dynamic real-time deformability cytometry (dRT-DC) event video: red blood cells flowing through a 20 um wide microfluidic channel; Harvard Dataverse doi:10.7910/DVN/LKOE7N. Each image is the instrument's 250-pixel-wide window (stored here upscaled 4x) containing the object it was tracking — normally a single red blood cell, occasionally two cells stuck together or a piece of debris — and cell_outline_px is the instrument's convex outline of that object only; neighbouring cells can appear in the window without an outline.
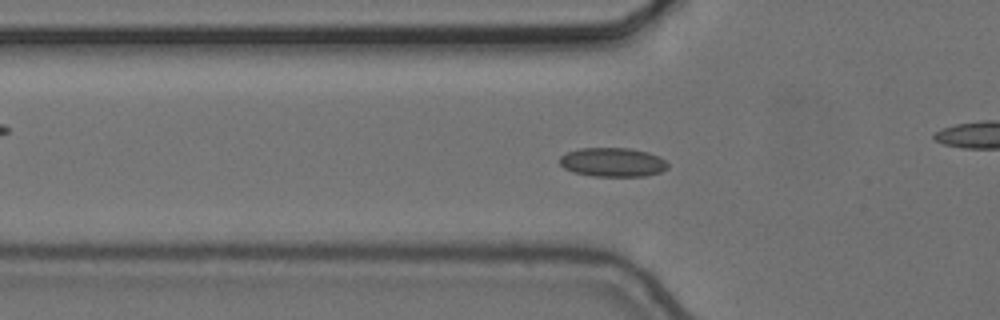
{"species": "common noctule bat (a hibernating species)", "species_latin": "Nyctalus noctula", "temperature_condition": "cold", "stored_images_in_passage": 57, "camera_frame_rate_fps": 3000, "um_per_image_px": 0.085, "animal": {"sex": "female", "body_mass_g": 24.6, "forearm_length_mm": 56.2}, "frame": {"image": 1, "passage_image": 19, "time_ms": 6.0, "image_size_px": [1000, 320], "cell_outline_px": [[668, 168], [660, 172], [644, 176], [592, 176], [572, 172], [564, 168], [560, 164], [560, 156], [568, 152], [580, 148], [628, 148], [648, 152], [664, 160], [668, 164]], "centroid_in_image_um": [52.05, 13.79], "position_along_channel_um": 73.7, "area_um2": 18.21}}
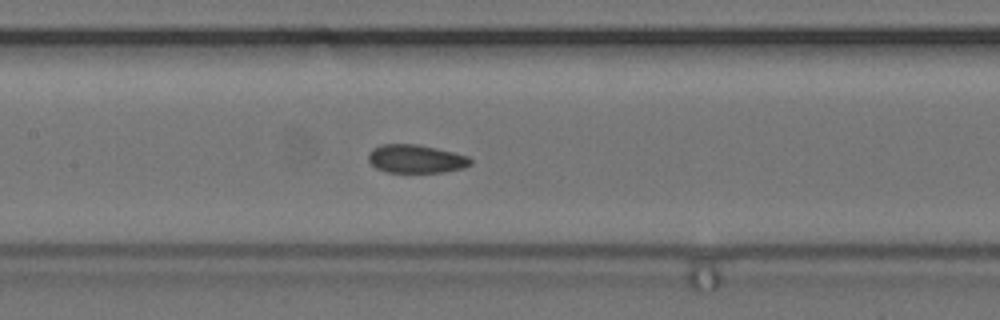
{"frame": {"image": 2, "passage_image": 27, "time_ms": 8.667, "image_size_px": [1000, 320], "cell_outline_px": [[472, 164], [464, 168], [444, 172], [388, 172], [376, 168], [368, 160], [368, 152], [372, 148], [380, 144], [416, 144], [436, 148], [468, 156], [472, 160]], "centroid_in_image_um": [35.34, 13.5], "position_along_channel_um": 172.1, "area_um2": 16.94}}
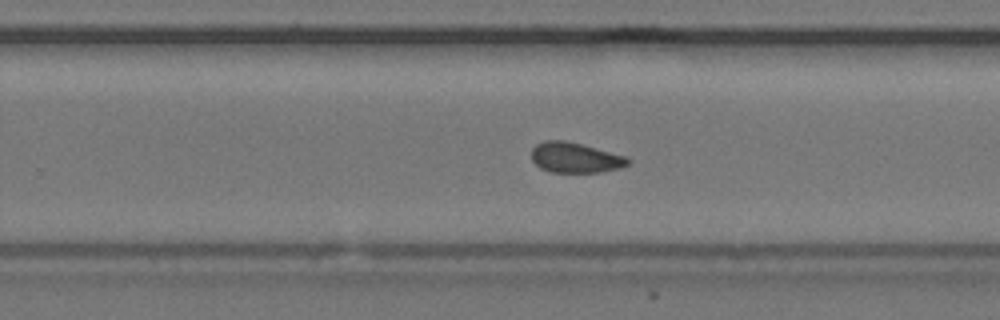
{"frame": {"image": 3, "passage_image": 36, "time_ms": 11.667, "image_size_px": [1000, 320], "cell_outline_px": [[632, 160], [628, 164], [620, 168], [600, 172], [552, 172], [540, 168], [532, 160], [532, 148], [536, 144], [544, 140], [564, 140], [628, 156]], "centroid_in_image_um": [48.91, 13.4], "position_along_channel_um": 280.9, "area_um2": 17.05}, "authors_computed_cell_mechanics": {"area_um2": 17.051, "velocity_mm_per_s": 3.647, "shape_relaxation_time_tau1_ms": null, "shape_relaxation_time_tau2_ms": 1.5823, "deformation_change_tau1": null, "deformation_change_tau2": 0.0758}}